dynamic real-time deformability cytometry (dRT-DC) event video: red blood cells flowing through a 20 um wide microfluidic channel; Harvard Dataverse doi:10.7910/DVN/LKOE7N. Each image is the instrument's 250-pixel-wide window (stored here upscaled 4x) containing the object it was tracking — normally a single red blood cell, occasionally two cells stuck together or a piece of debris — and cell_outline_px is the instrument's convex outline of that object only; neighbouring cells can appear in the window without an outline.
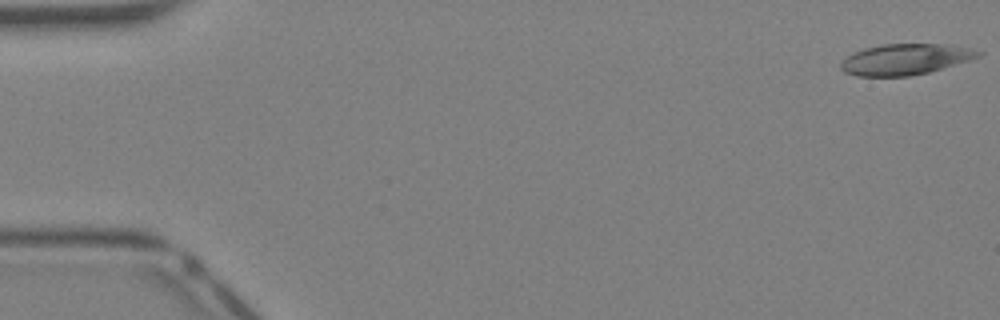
{"species": "Egyptian fruit bat (a non-hibernating species)", "species_latin": "Rousettus aegyptiacus", "temperature_condition": "warm", "stored_images_in_passage": 40, "camera_frame_rate_fps": 3000, "um_per_image_px": 0.085, "animal": {"sex": "female"}, "frame": {"image": 1, "passage_image": 1, "time_ms": 0.0, "image_size_px": [1000, 320], "cell_outline_px": [[984, 52], [980, 56], [968, 60], [928, 72], [908, 76], [856, 76], [844, 72], [840, 68], [840, 64], [852, 52], [864, 48], [884, 44], [944, 44]], "centroid_in_image_um": [76.88, 5.04], "position_along_channel_um": 8.1, "area_um2": 24.39}}
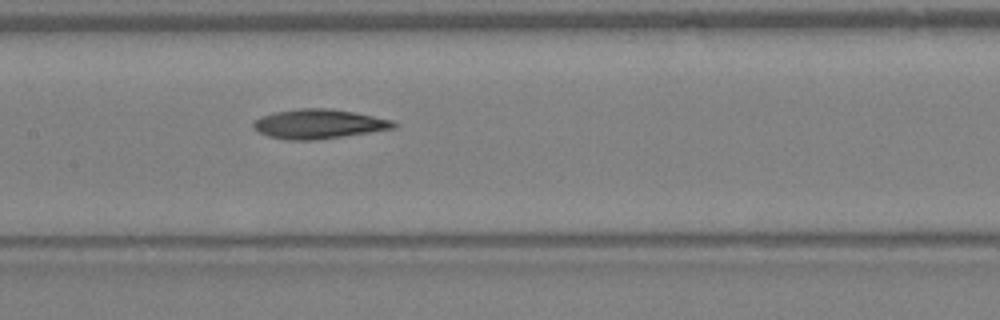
{"frame": {"image": 2, "passage_image": 20, "time_ms": 6.333, "image_size_px": [1000, 320], "cell_outline_px": [[396, 128], [344, 136], [316, 140], [288, 140], [268, 136], [260, 132], [252, 124], [260, 116], [276, 112], [300, 108], [328, 108], [352, 112], [392, 120], [396, 124]], "centroid_in_image_um": [27.09, 10.54], "position_along_channel_um": 180.3, "area_um2": 23.76}}
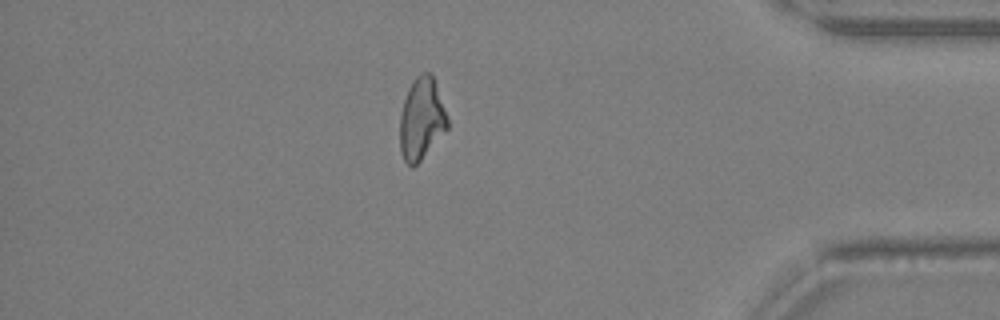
{"frame": {"image": 3, "passage_image": 35, "time_ms": 11.333, "image_size_px": [1000, 320], "cell_outline_px": [[448, 128], [420, 160], [412, 168], [404, 160], [400, 152], [400, 116], [404, 100], [408, 88], [412, 80], [420, 72], [428, 72], [432, 76], [448, 120]], "centroid_in_image_um": [35.8, 10.11], "position_along_channel_um": 399.4, "area_um2": 22.31}}